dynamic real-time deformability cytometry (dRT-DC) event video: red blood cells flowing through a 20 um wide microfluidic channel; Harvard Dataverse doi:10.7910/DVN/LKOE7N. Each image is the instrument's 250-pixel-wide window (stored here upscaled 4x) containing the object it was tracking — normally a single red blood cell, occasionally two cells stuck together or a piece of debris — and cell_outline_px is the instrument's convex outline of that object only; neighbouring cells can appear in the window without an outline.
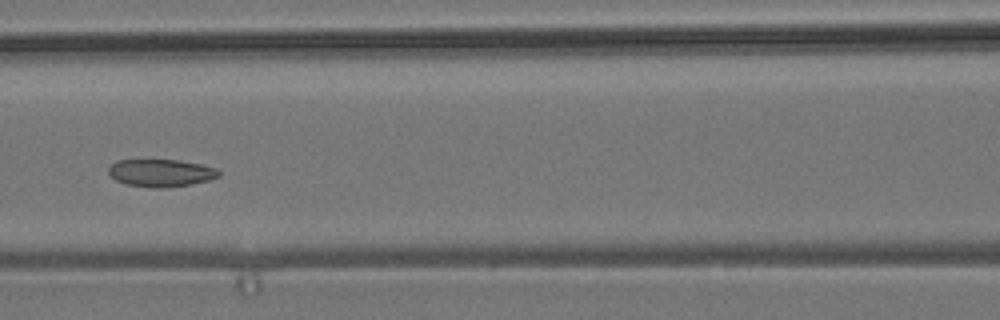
{"species": "common noctule bat (a hibernating species)", "species_latin": "Nyctalus noctula", "temperature_condition": "room temperature", "stored_images_in_passage": 7, "camera_frame_rate_fps": 3000, "um_per_image_px": 0.085, "animal": {"sex": "male", "body_mass_g": 19.2, "forearm_length_mm": 51.8}, "frame": {"image": 1, "passage_image": 7, "time_ms": 7.667, "image_size_px": [1000, 320], "cell_outline_px": [[220, 176], [208, 180], [188, 184], [164, 188], [152, 188], [124, 184], [116, 180], [108, 172], [108, 168], [116, 160], [176, 160], [200, 164], [216, 168], [220, 172]], "centroid_in_image_um": [13.65, 14.7], "position_along_channel_um": 152.9, "area_um2": 17.57}}